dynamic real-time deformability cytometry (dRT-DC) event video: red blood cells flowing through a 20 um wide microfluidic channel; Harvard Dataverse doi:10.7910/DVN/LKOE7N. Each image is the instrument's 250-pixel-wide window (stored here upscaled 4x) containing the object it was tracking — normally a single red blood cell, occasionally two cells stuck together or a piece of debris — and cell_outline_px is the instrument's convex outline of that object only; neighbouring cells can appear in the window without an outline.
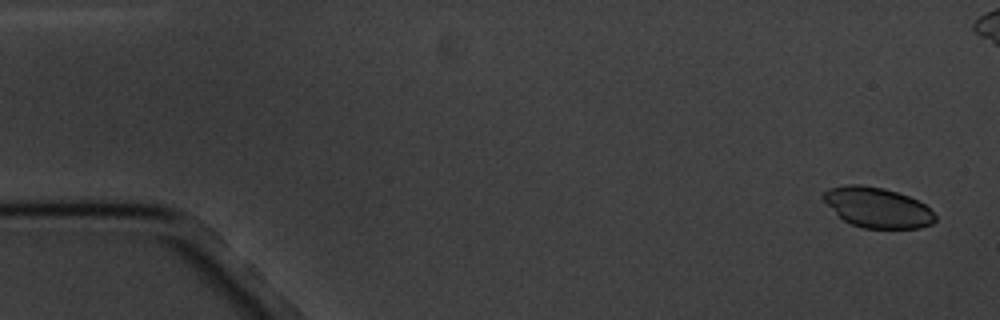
{"species": "common noctule bat (a hibernating species)", "species_latin": "Nyctalus noctula", "temperature_condition": "cold", "stored_images_in_passage": 5, "camera_frame_rate_fps": 3000, "um_per_image_px": 0.085, "animal": {"sex": "male", "body_mass_g": 20.1, "forearm_length_mm": 53.5}, "frame": {"image": 1, "passage_image": 1, "time_ms": 0.0, "image_size_px": [1000, 320], "cell_outline_px": [[936, 220], [932, 224], [920, 228], [864, 228], [852, 224], [844, 220], [820, 196], [828, 188], [848, 184], [860, 184], [884, 188], [908, 196], [924, 204], [936, 216]], "centroid_in_image_um": [74.58, 17.63], "position_along_channel_um": 10.4, "area_um2": 25.95}}